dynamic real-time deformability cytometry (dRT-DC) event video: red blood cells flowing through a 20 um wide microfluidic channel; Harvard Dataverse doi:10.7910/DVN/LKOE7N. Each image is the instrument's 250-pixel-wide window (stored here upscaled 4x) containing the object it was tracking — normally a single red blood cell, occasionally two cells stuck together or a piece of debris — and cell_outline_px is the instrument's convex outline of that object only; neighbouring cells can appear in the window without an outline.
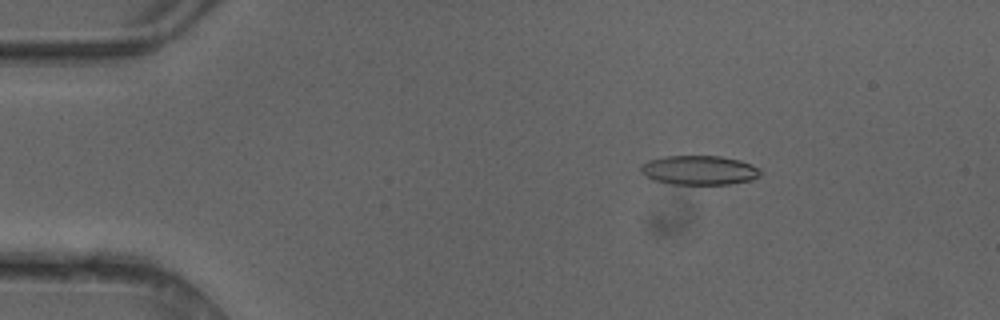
{"species": "common noctule bat (a hibernating species)", "species_latin": "Nyctalus noctula", "temperature_condition": "cold", "stored_images_in_passage": 4, "camera_frame_rate_fps": 3000, "um_per_image_px": 0.085, "animal": {"sex": "female"}, "frame": {"image": 1, "passage_image": 2, "time_ms": 0.333, "image_size_px": [1000, 320], "cell_outline_px": [[760, 176], [752, 180], [728, 184], [672, 184], [656, 180], [640, 172], [640, 164], [648, 160], [664, 156], [720, 156], [740, 160], [752, 164], [760, 168]], "centroid_in_image_um": [59.45, 14.45], "position_along_channel_um": 25.6, "area_um2": 20.46}}
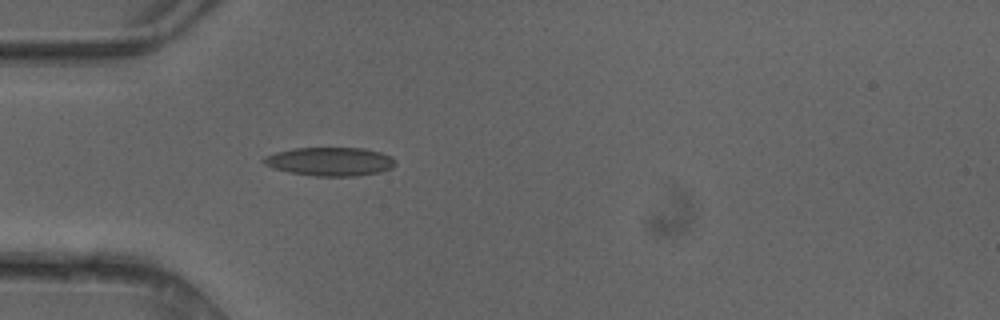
{"frame": {"image": 2, "passage_image": 4, "time_ms": 1.0, "image_size_px": [1000, 320], "cell_outline_px": [[396, 164], [392, 168], [380, 172], [356, 176], [316, 176], [288, 172], [272, 168], [264, 164], [260, 160], [264, 156], [276, 152], [292, 148], [364, 148], [380, 152], [392, 156], [396, 160]], "centroid_in_image_um": [28.04, 13.73], "position_along_channel_um": 57.0, "area_um2": 22.2}}